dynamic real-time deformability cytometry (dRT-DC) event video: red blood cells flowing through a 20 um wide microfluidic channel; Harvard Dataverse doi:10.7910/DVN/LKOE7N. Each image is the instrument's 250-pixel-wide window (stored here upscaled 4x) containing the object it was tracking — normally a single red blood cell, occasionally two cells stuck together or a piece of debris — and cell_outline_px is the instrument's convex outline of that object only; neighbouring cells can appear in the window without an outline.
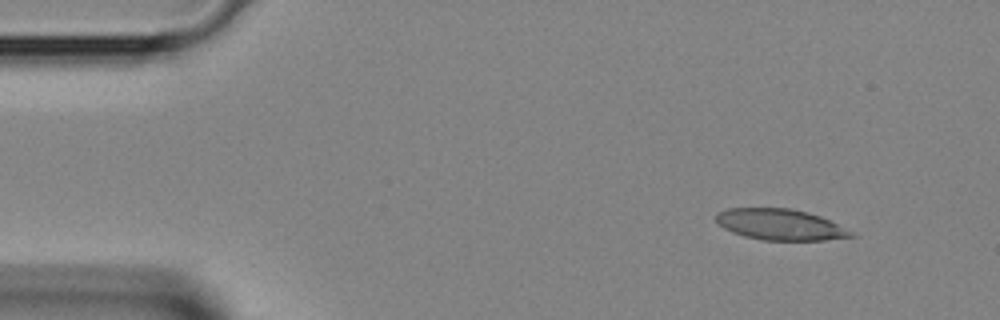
{"species": "Egyptian fruit bat (a non-hibernating species)", "species_latin": "Rousettus aegyptiacus", "temperature_condition": "room temperature", "stored_images_in_passage": 3, "camera_frame_rate_fps": 3000, "um_per_image_px": 0.085, "animal": {"sex": "female"}, "frame": {"image": 1, "passage_image": 1, "time_ms": 0.0, "image_size_px": [1000, 320], "cell_outline_px": [[860, 236], [824, 240], [764, 240], [744, 236], [732, 232], [724, 228], [716, 220], [716, 212], [728, 208], [792, 208], [808, 212], [820, 216]], "centroid_in_image_um": [66.31, 19.08], "position_along_channel_um": 18.7, "area_um2": 24.33}}
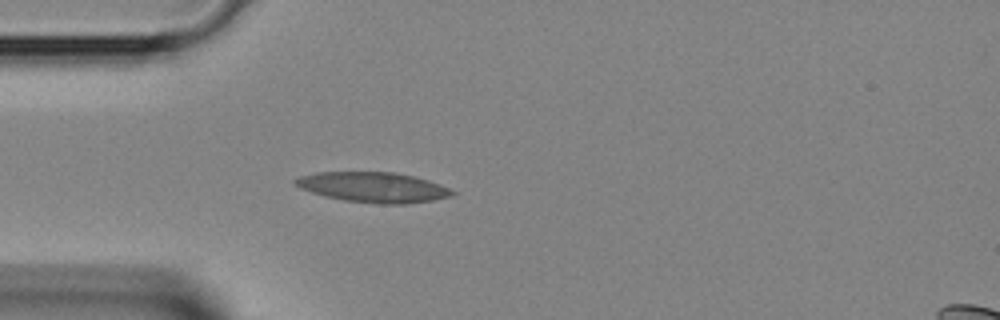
{"frame": {"image": 2, "passage_image": 3, "time_ms": 0.667, "image_size_px": [1000, 320], "cell_outline_px": [[456, 192], [452, 196], [432, 200], [404, 204], [376, 204], [344, 200], [324, 196], [300, 188], [292, 184], [292, 180], [300, 176], [316, 172], [392, 172], [412, 176], [428, 180], [440, 184]], "centroid_in_image_um": [31.69, 15.92], "position_along_channel_um": 53.3, "area_um2": 27.63}}